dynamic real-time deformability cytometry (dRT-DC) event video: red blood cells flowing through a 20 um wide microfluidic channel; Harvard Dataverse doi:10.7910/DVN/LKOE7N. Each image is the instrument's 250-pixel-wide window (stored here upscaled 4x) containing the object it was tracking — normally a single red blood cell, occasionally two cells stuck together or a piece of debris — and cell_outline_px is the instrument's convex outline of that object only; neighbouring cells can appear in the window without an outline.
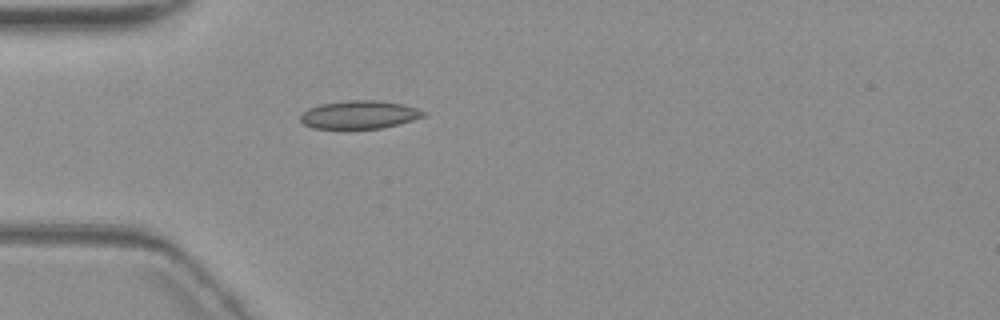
{"species": "common noctule bat (a hibernating species)", "species_latin": "Nyctalus noctula", "temperature_condition": "warm", "stored_images_in_passage": 1, "camera_frame_rate_fps": 3000, "um_per_image_px": 0.085, "animal": {"sex": "female", "body_mass_g": 19.3, "forearm_length_mm": 54.1}, "frame": {"image": 1, "passage_image": 1, "time_ms": 0.0, "image_size_px": [1000, 320], "cell_outline_px": [[424, 116], [412, 120], [380, 128], [312, 128], [304, 124], [300, 120], [300, 116], [308, 108], [320, 104], [348, 100], [380, 100], [400, 104], [416, 108], [424, 112]], "centroid_in_image_um": [30.49, 9.74], "position_along_channel_um": 54.5, "area_um2": 19.83}}